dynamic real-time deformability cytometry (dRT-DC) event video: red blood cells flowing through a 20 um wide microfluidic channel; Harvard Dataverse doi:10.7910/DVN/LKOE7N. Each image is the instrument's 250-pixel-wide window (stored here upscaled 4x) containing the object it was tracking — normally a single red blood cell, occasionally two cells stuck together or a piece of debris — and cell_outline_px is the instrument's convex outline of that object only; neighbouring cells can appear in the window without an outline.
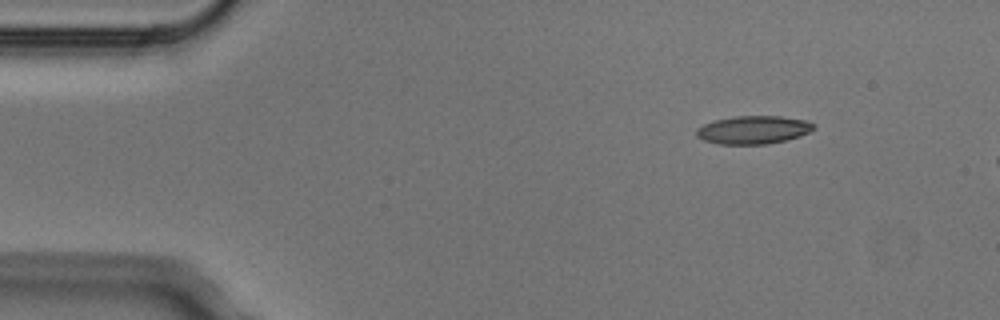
{"species": "Egyptian fruit bat (a non-hibernating species)", "species_latin": "Rousettus aegyptiacus", "temperature_condition": "cold", "stored_images_in_passage": 3, "camera_frame_rate_fps": 3000, "um_per_image_px": 0.085, "animal": {"sex": "male"}, "frame": {"image": 1, "passage_image": 1, "time_ms": 0.0, "image_size_px": [1000, 320], "cell_outline_px": [[816, 128], [800, 136], [768, 144], [720, 144], [704, 140], [696, 136], [696, 128], [704, 124], [716, 120], [732, 116], [780, 116], [808, 120], [816, 124]], "centroid_in_image_um": [64.06, 11.03], "position_along_channel_um": 20.9, "area_um2": 19.31}}